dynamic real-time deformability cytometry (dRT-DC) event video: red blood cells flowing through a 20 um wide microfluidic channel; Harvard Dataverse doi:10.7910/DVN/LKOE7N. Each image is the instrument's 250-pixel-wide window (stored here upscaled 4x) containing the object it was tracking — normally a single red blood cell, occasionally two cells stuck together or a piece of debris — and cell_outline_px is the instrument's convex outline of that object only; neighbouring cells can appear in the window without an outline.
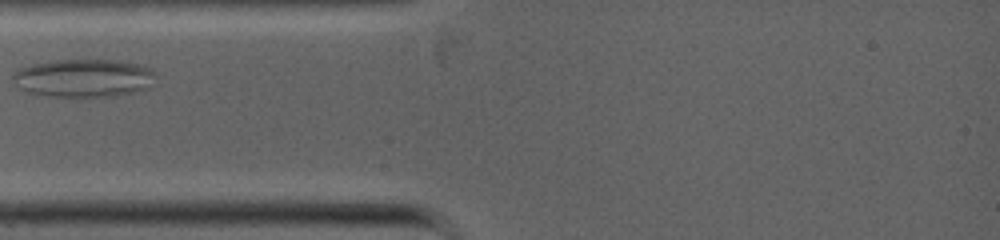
{"species": "common noctule bat (a hibernating species)", "species_latin": "Nyctalus noctula", "temperature_condition": "warm", "stored_images_in_passage": 30, "camera_frame_rate_fps": 5000, "um_per_image_px": 0.085, "animal": {"sex": "female", "body_mass_g": 19.0, "forearm_length_mm": 53.3}, "frame": {"image": 1, "passage_image": 4, "time_ms": 1.6, "image_size_px": [1000, 240], "cell_outline_px": [[156, 72], [148, 88], [132, 92], [112, 96], [76, 100], [48, 96], [24, 92], [12, 84], [12, 76], [20, 68], [32, 64], [56, 60], [120, 60], [152, 68]], "centroid_in_image_um": [7.05, 6.68], "position_along_channel_um": 78.0, "area_um2": 32.66}}
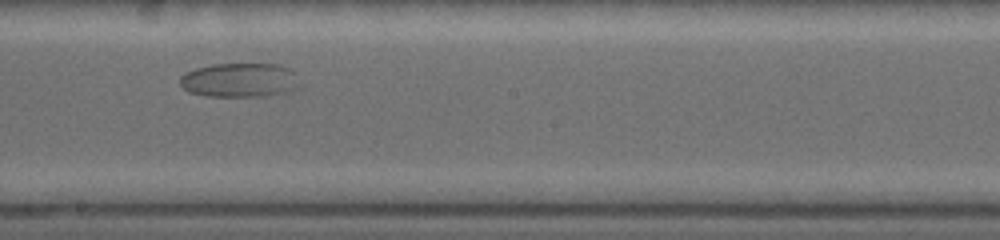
{"frame": {"image": 2, "passage_image": 14, "time_ms": 5.0, "image_size_px": [1000, 240], "cell_outline_px": [[292, 88], [284, 92], [260, 96], [208, 96], [188, 92], [180, 84], [180, 76], [184, 72], [196, 68], [212, 64], [280, 64], [292, 68]], "centroid_in_image_um": [20.22, 6.79], "position_along_channel_um": 228.0, "area_um2": 23.24}}
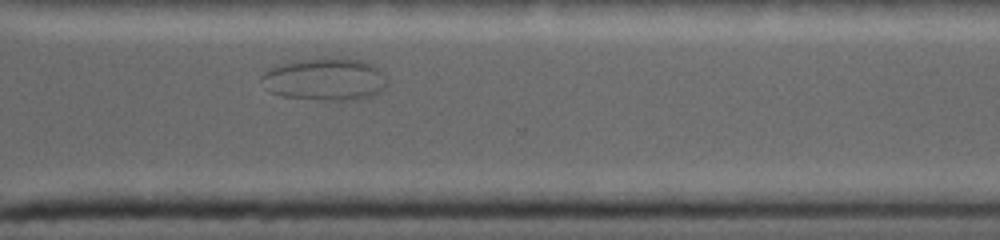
{"frame": {"image": 3, "passage_image": 24, "time_ms": 7.6, "image_size_px": [1000, 240], "cell_outline_px": [[388, 84], [380, 92], [372, 96], [360, 100], [324, 100], [284, 96], [268, 92], [260, 76], [264, 72], [272, 68], [284, 64], [300, 60], [320, 56], [328, 56], [360, 60], [372, 64], [384, 76]], "centroid_in_image_um": [27.65, 6.73], "position_along_channel_um": 343.0, "area_um2": 31.21}}